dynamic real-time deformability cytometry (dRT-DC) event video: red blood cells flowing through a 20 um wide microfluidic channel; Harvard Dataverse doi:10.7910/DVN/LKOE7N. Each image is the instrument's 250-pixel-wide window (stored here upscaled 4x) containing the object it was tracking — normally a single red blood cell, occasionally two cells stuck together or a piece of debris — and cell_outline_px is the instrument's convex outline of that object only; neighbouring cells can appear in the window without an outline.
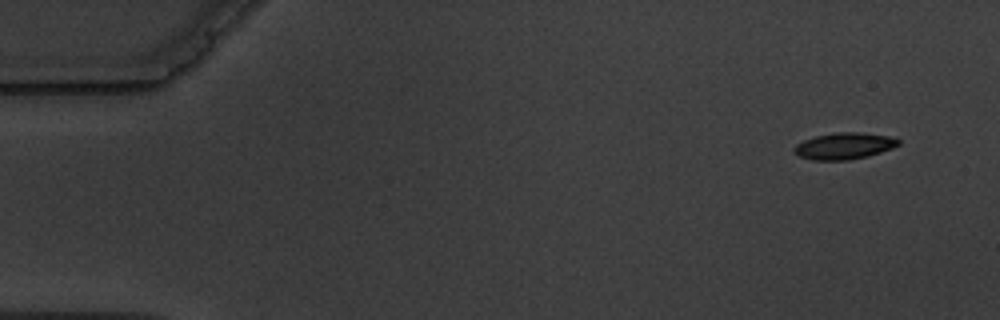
{"species": "common noctule bat (a hibernating species)", "species_latin": "Nyctalus noctula", "temperature_condition": "warm", "stored_images_in_passage": 4, "camera_frame_rate_fps": 3000, "um_per_image_px": 0.085, "animal": {"sex": "male", "body_mass_g": 19.5, "forearm_length_mm": 54.6}, "frame": {"image": 1, "passage_image": 1, "time_ms": 0.0, "image_size_px": [1000, 320], "cell_outline_px": [[900, 144], [892, 148], [868, 156], [848, 160], [812, 160], [800, 156], [792, 152], [792, 148], [796, 144], [804, 140], [816, 136], [836, 132], [860, 132], [888, 136], [900, 140]], "centroid_in_image_um": [71.72, 12.41], "position_along_channel_um": 13.3, "area_um2": 16.13}}
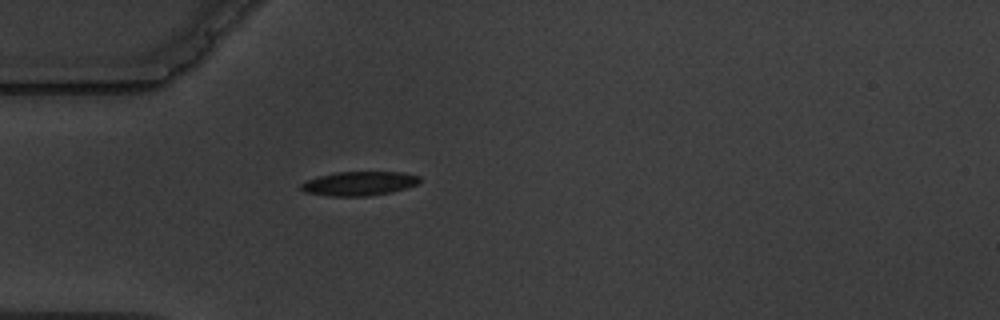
{"frame": {"image": 2, "passage_image": 4, "time_ms": 4.333, "image_size_px": [1000, 320], "cell_outline_px": [[420, 180], [416, 184], [404, 188], [388, 192], [368, 196], [328, 196], [304, 192], [300, 188], [300, 184], [308, 180], [320, 176], [336, 172], [404, 172], [420, 176]], "centroid_in_image_um": [30.5, 15.59], "position_along_channel_um": 54.5, "area_um2": 16.47}}